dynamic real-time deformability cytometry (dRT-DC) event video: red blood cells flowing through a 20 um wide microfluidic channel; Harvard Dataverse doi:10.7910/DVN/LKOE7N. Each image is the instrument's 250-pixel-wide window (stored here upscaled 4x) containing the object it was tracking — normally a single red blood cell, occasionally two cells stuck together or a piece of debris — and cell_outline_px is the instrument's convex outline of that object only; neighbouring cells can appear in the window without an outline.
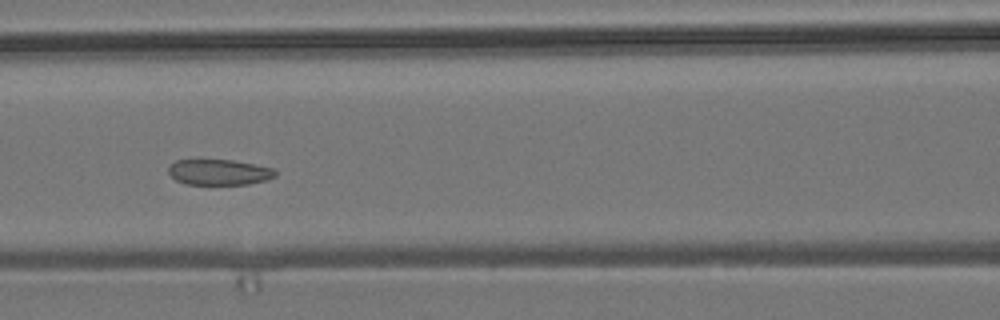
{"species": "common noctule bat (a hibernating species)", "species_latin": "Nyctalus noctula", "temperature_condition": "room temperature", "stored_images_in_passage": 7, "camera_frame_rate_fps": 3000, "um_per_image_px": 0.085, "animal": {"sex": "male", "body_mass_g": 19.2, "forearm_length_mm": 51.8}, "frame": {"image": 1, "passage_image": 6, "time_ms": 1.667, "image_size_px": [1000, 320], "cell_outline_px": [[276, 176], [264, 180], [248, 184], [184, 184], [176, 180], [168, 172], [168, 168], [176, 160], [232, 160], [276, 168]], "centroid_in_image_um": [18.64, 14.63], "position_along_channel_um": 148.0, "area_um2": 15.9}}
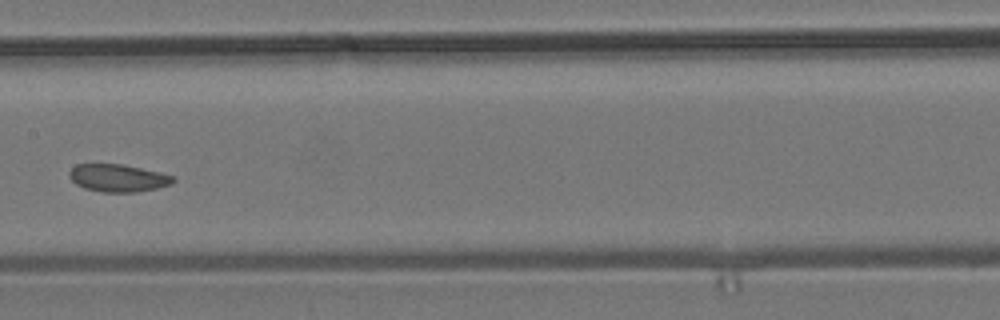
{"frame": {"image": 2, "passage_image": 7, "time_ms": 2.0, "image_size_px": [1000, 320], "cell_outline_px": [[176, 180], [172, 184], [156, 188], [136, 192], [104, 192], [84, 188], [76, 184], [68, 176], [68, 172], [76, 164], [124, 164], [160, 172], [176, 176]], "centroid_in_image_um": [10.05, 15.12], "position_along_channel_um": 197.3, "area_um2": 16.82}}